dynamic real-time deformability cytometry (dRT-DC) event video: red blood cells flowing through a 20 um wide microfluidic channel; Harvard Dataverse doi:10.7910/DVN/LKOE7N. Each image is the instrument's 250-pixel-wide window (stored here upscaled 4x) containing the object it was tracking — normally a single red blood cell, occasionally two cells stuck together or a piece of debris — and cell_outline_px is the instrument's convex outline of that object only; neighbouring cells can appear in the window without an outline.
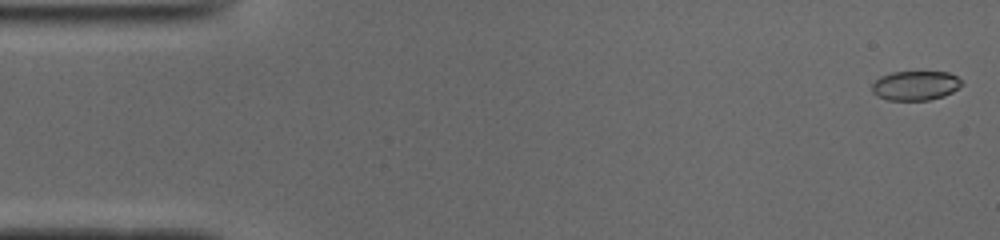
{"species": "common noctule bat (a hibernating species)", "species_latin": "Nyctalus noctula", "temperature_condition": "cold", "stored_images_in_passage": 45, "camera_frame_rate_fps": 3000, "um_per_image_px": 0.085, "animal": {"sex": "male", "body_mass_g": 19.0, "forearm_length_mm": 50.8}, "frame": {"image": 1, "passage_image": 1, "time_ms": 0.0, "image_size_px": [1000, 240], "cell_outline_px": [[964, 84], [952, 92], [944, 96], [928, 100], [888, 100], [876, 96], [872, 92], [872, 84], [880, 76], [892, 72], [948, 72], [956, 76]], "centroid_in_image_um": [77.8, 7.28], "position_along_channel_um": 7.2, "area_um2": 15.43}}
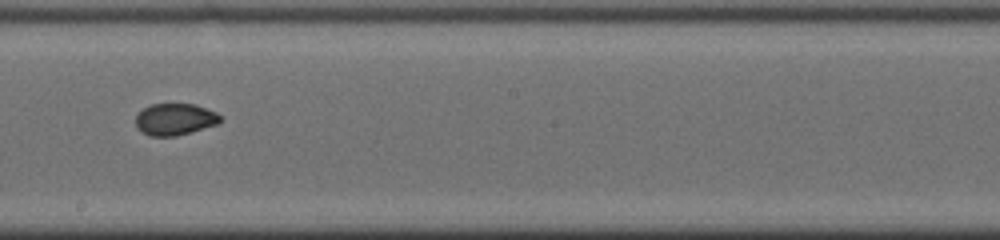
{"frame": {"image": 2, "passage_image": 28, "time_ms": 9.0, "image_size_px": [1000, 240], "cell_outline_px": [[220, 120], [216, 124], [176, 136], [148, 136], [136, 124], [136, 116], [144, 108], [152, 104], [196, 104], [216, 112], [220, 116]], "centroid_in_image_um": [14.87, 10.13], "position_along_channel_um": 233.3, "area_um2": 15.32}}
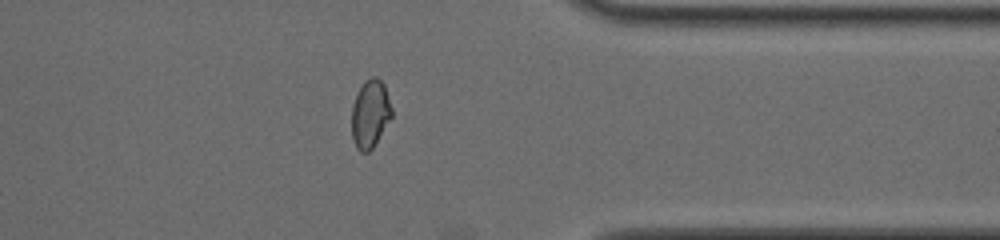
{"frame": {"image": 3, "passage_image": 40, "time_ms": 13.0, "image_size_px": [1000, 240], "cell_outline_px": [[392, 116], [372, 148], [368, 152], [360, 152], [356, 148], [352, 140], [352, 104], [364, 80], [372, 76], [376, 76], [384, 84], [392, 108]], "centroid_in_image_um": [31.45, 9.67], "position_along_channel_um": 379.9, "area_um2": 15.84}}